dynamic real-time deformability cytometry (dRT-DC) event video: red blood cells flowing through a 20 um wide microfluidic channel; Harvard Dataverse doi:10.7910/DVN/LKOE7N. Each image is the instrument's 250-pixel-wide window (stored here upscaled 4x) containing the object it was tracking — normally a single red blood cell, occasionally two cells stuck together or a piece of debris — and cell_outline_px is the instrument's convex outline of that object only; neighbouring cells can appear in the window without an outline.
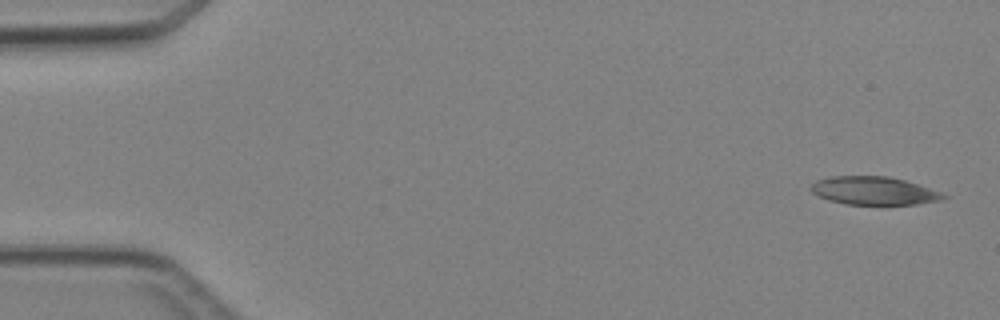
{"species": "Egyptian fruit bat (a non-hibernating species)", "species_latin": "Rousettus aegyptiacus", "temperature_condition": "cold", "stored_images_in_passage": 2, "camera_frame_rate_fps": 3000, "um_per_image_px": 0.085, "animal": {"sex": "female"}, "frame": {"image": 1, "passage_image": 2, "time_ms": 1.333, "image_size_px": [1000, 320], "cell_outline_px": [[948, 196], [944, 200], [916, 204], [844, 204], [828, 200], [812, 192], [808, 188], [816, 180], [832, 176], [888, 176], [904, 180], [944, 192]], "centroid_in_image_um": [74.31, 16.21], "position_along_channel_um": 10.7, "area_um2": 21.85}}